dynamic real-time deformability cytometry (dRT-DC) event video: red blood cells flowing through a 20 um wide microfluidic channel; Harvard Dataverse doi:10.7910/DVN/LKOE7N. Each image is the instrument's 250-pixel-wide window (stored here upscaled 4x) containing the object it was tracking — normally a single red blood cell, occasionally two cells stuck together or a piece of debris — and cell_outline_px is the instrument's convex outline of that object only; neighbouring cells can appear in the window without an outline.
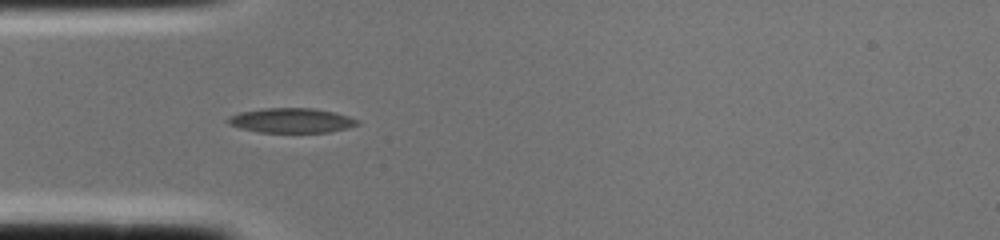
{"species": "common noctule bat (a hibernating species)", "species_latin": "Nyctalus noctula", "temperature_condition": "cold", "stored_images_in_passage": 2, "camera_frame_rate_fps": 3000, "um_per_image_px": 0.085, "animal": {"sex": "female", "body_mass_g": 22.0, "forearm_length_mm": 56.7}, "frame": {"image": 1, "passage_image": 2, "time_ms": 0.333, "image_size_px": [1000, 240], "cell_outline_px": [[360, 124], [348, 128], [328, 132], [260, 132], [240, 128], [228, 124], [224, 120], [228, 116], [240, 112], [264, 108], [312, 108], [332, 112], [348, 116], [360, 120]], "centroid_in_image_um": [24.74, 10.24], "position_along_channel_um": 60.3, "area_um2": 18.67}}